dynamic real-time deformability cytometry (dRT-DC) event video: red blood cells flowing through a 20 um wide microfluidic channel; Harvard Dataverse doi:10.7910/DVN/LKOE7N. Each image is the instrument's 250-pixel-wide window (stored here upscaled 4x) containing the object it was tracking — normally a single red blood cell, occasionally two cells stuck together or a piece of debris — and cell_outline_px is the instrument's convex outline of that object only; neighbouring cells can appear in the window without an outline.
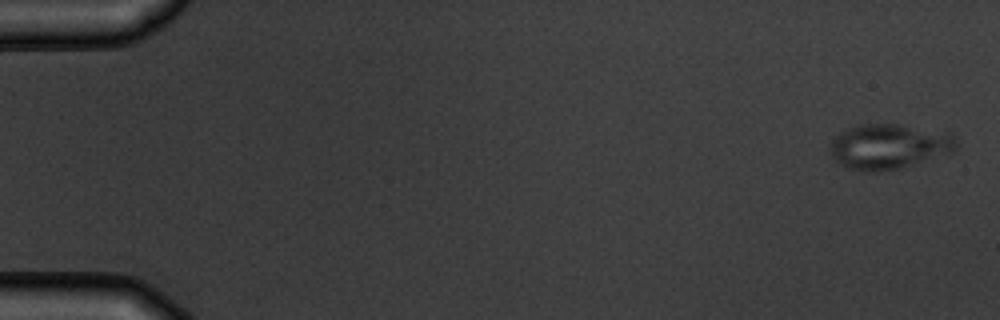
{"species": "common noctule bat (a hibernating species)", "species_latin": "Nyctalus noctula", "temperature_condition": "warm", "stored_images_in_passage": 7, "camera_frame_rate_fps": 3000, "um_per_image_px": 0.085, "animal": {"sex": "male", "body_mass_g": 19.5, "forearm_length_mm": 54.6}, "frame": {"image": 1, "passage_image": 1, "time_ms": 0.0, "image_size_px": [1000, 320], "cell_outline_px": [[956, 148], [952, 152], [900, 168], [872, 172], [848, 168], [840, 164], [832, 156], [832, 140], [840, 132], [848, 128], [860, 124], [896, 124], [948, 132], [956, 136]], "centroid_in_image_um": [75.58, 12.44], "position_along_channel_um": 9.4, "area_um2": 32.77}}